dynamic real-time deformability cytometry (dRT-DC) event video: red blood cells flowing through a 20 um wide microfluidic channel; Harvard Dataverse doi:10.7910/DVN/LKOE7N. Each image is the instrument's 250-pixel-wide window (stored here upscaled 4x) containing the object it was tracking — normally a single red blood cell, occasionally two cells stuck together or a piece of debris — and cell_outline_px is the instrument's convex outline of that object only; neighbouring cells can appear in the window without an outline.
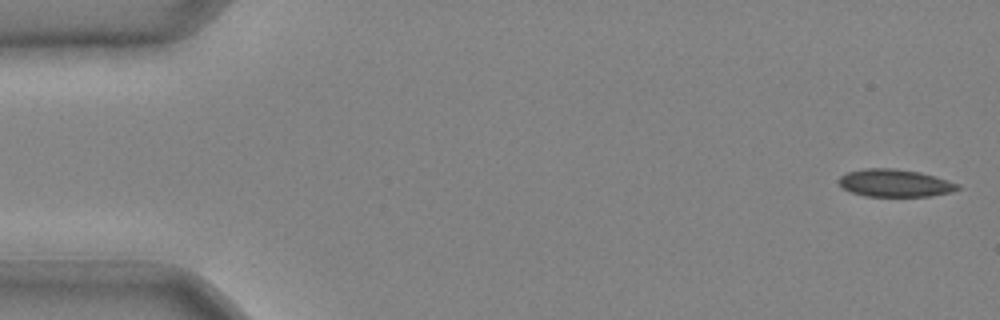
{"species": "common noctule bat (a hibernating species)", "species_latin": "Nyctalus noctula", "temperature_condition": "cold", "stored_images_in_passage": 42, "camera_frame_rate_fps": 3000, "um_per_image_px": 0.085, "animal": {"sex": "male", "body_mass_g": 20.4}, "frame": {"image": 1, "passage_image": 1, "time_ms": 0.0, "image_size_px": [1000, 320], "cell_outline_px": [[960, 188], [952, 192], [928, 196], [864, 196], [840, 188], [836, 180], [840, 176], [848, 172], [864, 168], [892, 168], [920, 172], [960, 184]], "centroid_in_image_um": [76.01, 15.56], "position_along_channel_um": 9.0, "area_um2": 19.19}}
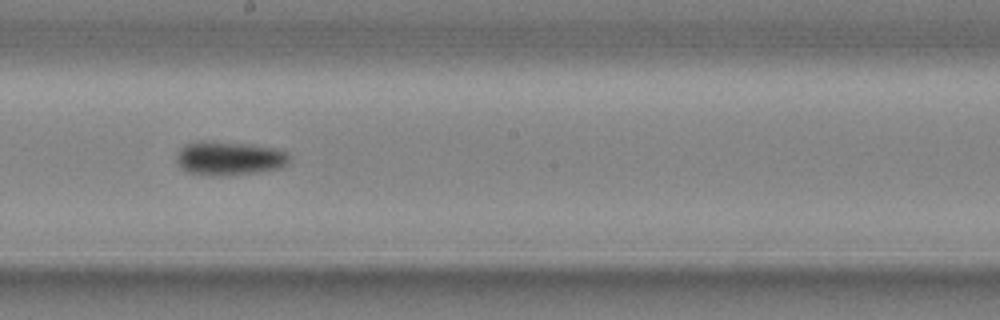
{"frame": {"image": 2, "passage_image": 24, "time_ms": 7.667, "image_size_px": [1000, 320], "cell_outline_px": [[288, 164], [280, 168], [256, 172], [220, 176], [188, 172], [176, 160], [176, 156], [180, 148], [184, 144], [196, 140], [212, 140], [252, 144], [276, 148], [288, 152]], "centroid_in_image_um": [19.48, 13.41], "position_along_channel_um": 228.7, "area_um2": 22.48}}
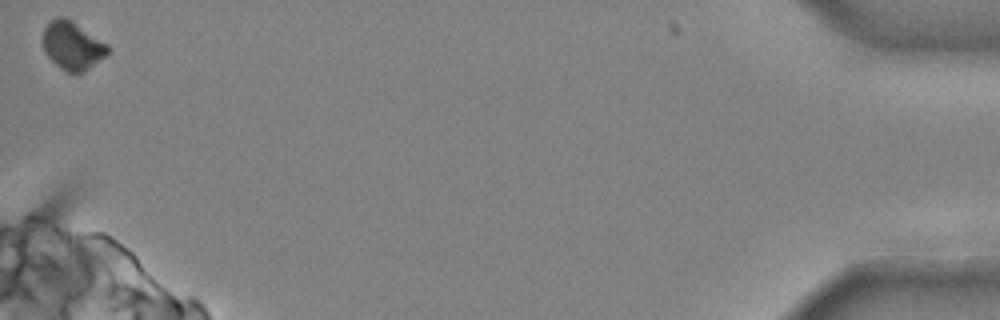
{"frame": {"image": 3, "passage_image": 42, "time_ms": 13.667, "image_size_px": [1000, 320], "cell_outline_px": [[108, 52], [104, 56], [84, 72], [68, 72], [60, 68], [44, 52], [40, 44], [40, 40], [44, 28], [48, 20], [56, 16], [64, 16], [108, 44]], "centroid_in_image_um": [6.07, 3.84], "position_along_channel_um": 429.1, "area_um2": 18.32}}